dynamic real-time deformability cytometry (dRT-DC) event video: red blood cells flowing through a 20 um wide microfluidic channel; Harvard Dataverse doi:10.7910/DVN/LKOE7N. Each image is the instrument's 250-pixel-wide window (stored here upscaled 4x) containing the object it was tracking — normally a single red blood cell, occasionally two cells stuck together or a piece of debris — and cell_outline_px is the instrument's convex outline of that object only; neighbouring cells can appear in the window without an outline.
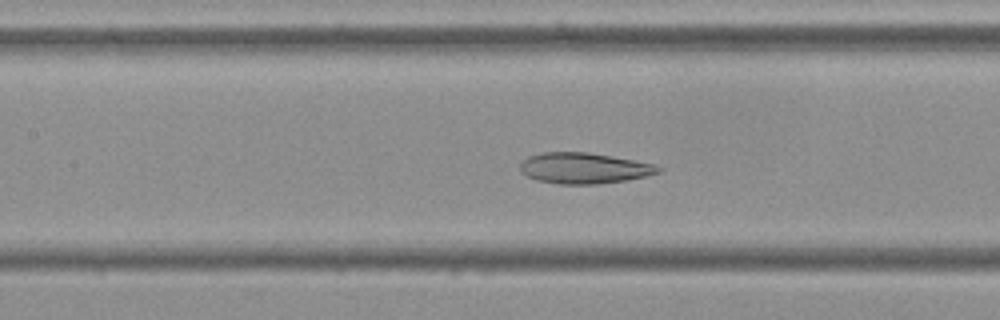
{"species": "Egyptian fruit bat (a non-hibernating species)", "species_latin": "Rousettus aegyptiacus", "temperature_condition": "cold", "stored_images_in_passage": 49, "camera_frame_rate_fps": 3000, "um_per_image_px": 0.085, "frame": {"image": 1, "passage_image": 18, "time_ms": 5.667, "image_size_px": [1000, 320], "cell_outline_px": [[664, 168], [660, 172], [648, 176], [628, 180], [596, 184], [560, 184], [536, 180], [520, 172], [520, 164], [528, 156], [544, 152], [588, 152], [656, 164]], "centroid_in_image_um": [49.67, 14.3], "position_along_channel_um": 157.7, "area_um2": 24.97}}
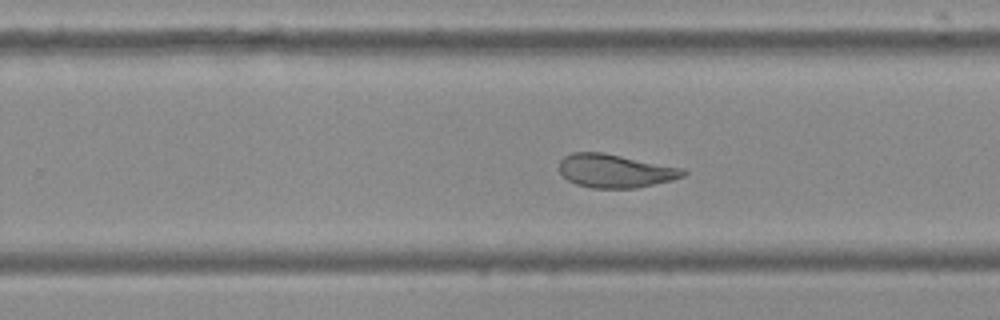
{"frame": {"image": 2, "passage_image": 28, "time_ms": 9.0, "image_size_px": [1000, 320], "cell_outline_px": [[688, 172], [684, 176], [672, 180], [636, 188], [592, 188], [576, 184], [568, 180], [560, 172], [560, 160], [564, 156], [572, 152], [604, 152], [684, 168]], "centroid_in_image_um": [52.31, 14.52], "position_along_channel_um": 277.5, "area_um2": 24.28}}
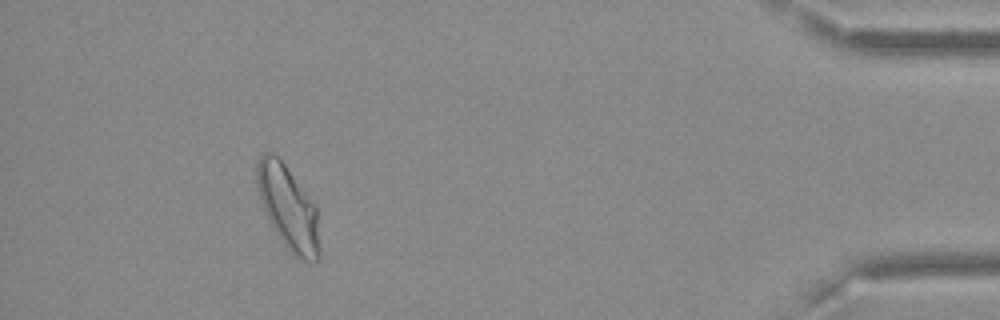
{"frame": {"image": 3, "passage_image": 44, "time_ms": 14.333, "image_size_px": [1000, 320], "cell_outline_px": [[320, 256], [316, 260], [300, 260], [292, 256], [276, 232], [260, 200], [256, 184], [256, 160], [264, 152], [272, 152], [284, 164], [316, 204], [320, 248]], "centroid_in_image_um": [24.5, 17.65], "position_along_channel_um": 410.7, "area_um2": 30.58}, "authors_computed_cell_mechanics": {"area_um2": 27.5128, "velocity_mm_per_s": 3.6018, "shape_relaxation_time_tau1_ms": null, "shape_relaxation_time_tau2_ms": 1.9515, "deformation_change_tau1": null, "deformation_change_tau2": 0.09}}